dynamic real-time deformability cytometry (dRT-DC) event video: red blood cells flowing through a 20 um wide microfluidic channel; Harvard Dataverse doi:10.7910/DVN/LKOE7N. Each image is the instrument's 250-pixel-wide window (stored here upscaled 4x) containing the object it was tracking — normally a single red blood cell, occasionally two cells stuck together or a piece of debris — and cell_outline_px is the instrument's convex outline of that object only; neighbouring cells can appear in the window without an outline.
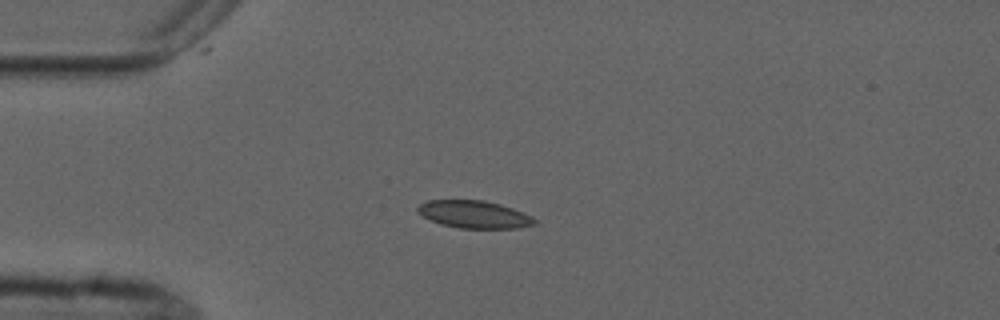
{"species": "common noctule bat (a hibernating species)", "species_latin": "Nyctalus noctula", "temperature_condition": "cold", "stored_images_in_passage": 1, "camera_frame_rate_fps": 3000, "um_per_image_px": 0.085, "animal": {"sex": "male", "forearm_length_mm": 52.5}, "frame": {"image": 1, "passage_image": 1, "time_ms": 0.0, "image_size_px": [1000, 320], "cell_outline_px": [[536, 224], [516, 228], [460, 228], [440, 224], [424, 216], [416, 208], [420, 204], [428, 200], [484, 200], [500, 204], [512, 208], [532, 216], [536, 220]], "centroid_in_image_um": [40.33, 18.22], "position_along_channel_um": 44.7, "area_um2": 18.55}}